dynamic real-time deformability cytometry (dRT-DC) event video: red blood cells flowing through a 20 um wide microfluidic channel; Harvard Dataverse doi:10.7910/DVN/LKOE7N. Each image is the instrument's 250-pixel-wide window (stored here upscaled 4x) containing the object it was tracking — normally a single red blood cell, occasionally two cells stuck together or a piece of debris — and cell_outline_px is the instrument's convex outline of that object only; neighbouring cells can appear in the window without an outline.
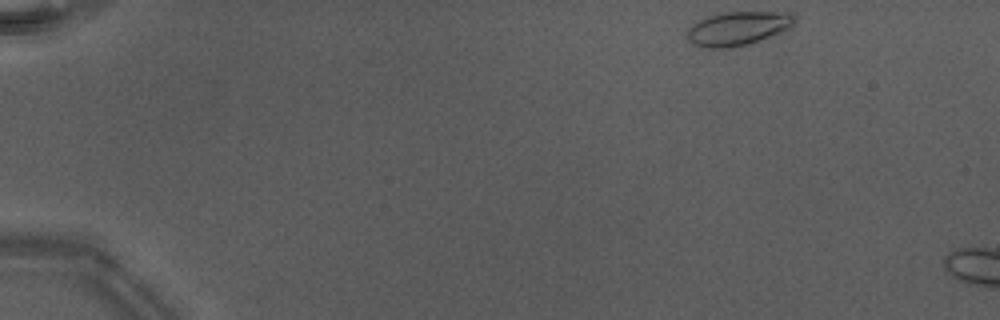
{"species": "Egyptian fruit bat (a non-hibernating species)", "species_latin": "Rousettus aegyptiacus", "temperature_condition": "warm", "stored_images_in_passage": 5, "camera_frame_rate_fps": 3000, "um_per_image_px": 0.085, "animal": {"sex": "male"}, "frame": {"image": 1, "passage_image": 1, "time_ms": 0.0, "image_size_px": [1000, 320], "cell_outline_px": [[796, 20], [792, 28], [748, 44], [728, 48], [700, 48], [692, 44], [688, 40], [688, 28], [692, 24], [708, 16], [724, 12], [788, 12], [796, 16]], "centroid_in_image_um": [62.73, 2.42], "position_along_channel_um": 22.3, "area_um2": 21.33}}